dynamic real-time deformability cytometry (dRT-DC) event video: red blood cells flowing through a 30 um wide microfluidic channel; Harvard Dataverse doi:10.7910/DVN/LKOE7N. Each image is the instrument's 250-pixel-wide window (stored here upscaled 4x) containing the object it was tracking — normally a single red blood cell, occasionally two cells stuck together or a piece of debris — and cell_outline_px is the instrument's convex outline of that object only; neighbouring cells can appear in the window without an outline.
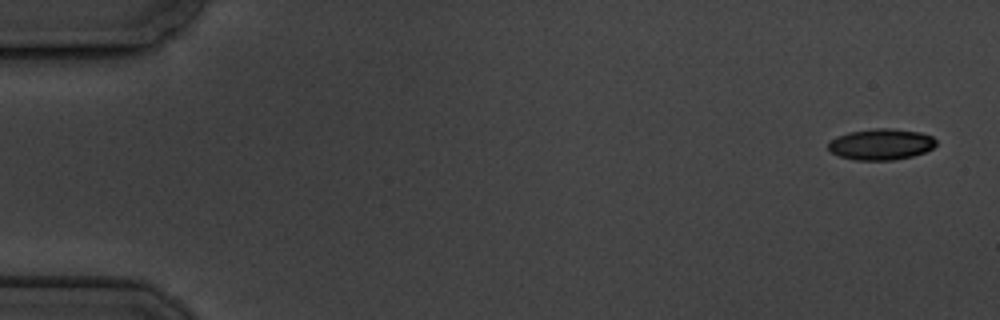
{"species": "common noctule bat (a hibernating species)", "species_latin": "Nyctalus noctula", "temperature_condition": "cold", "stored_images_in_passage": 7, "camera_frame_rate_fps": 3000, "um_per_image_px": 0.085, "animal": {"sex": "male", "body_mass_g": 19.5, "forearm_length_mm": 54.6}, "frame": {"image": 1, "passage_image": 1, "time_ms": 0.0, "image_size_px": [1000, 320], "cell_outline_px": [[936, 144], [932, 148], [924, 152], [912, 156], [892, 160], [856, 160], [840, 156], [832, 152], [828, 148], [828, 140], [836, 136], [848, 132], [876, 128], [892, 128], [920, 132], [932, 136], [936, 140]], "centroid_in_image_um": [74.87, 12.25], "position_along_channel_um": 10.1, "area_um2": 19.59}}
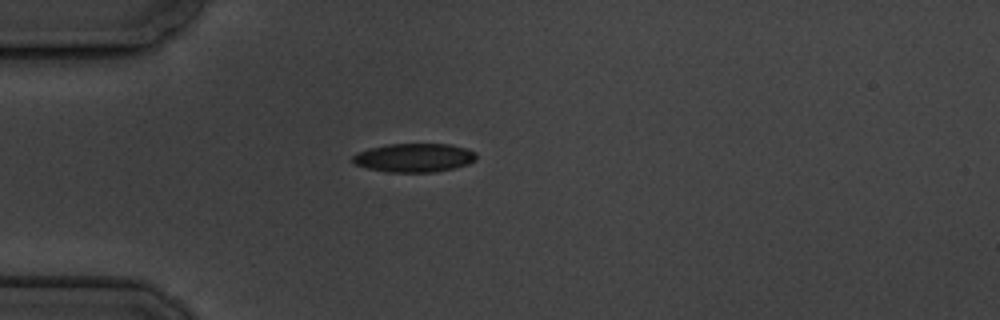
{"frame": {"image": 2, "passage_image": 5, "time_ms": 4.667, "image_size_px": [1000, 320], "cell_outline_px": [[476, 160], [468, 164], [436, 172], [384, 172], [368, 168], [356, 164], [352, 160], [352, 156], [356, 152], [368, 148], [388, 144], [448, 144], [468, 148], [476, 152]], "centroid_in_image_um": [35.2, 13.4], "position_along_channel_um": 49.8, "area_um2": 20.81}}